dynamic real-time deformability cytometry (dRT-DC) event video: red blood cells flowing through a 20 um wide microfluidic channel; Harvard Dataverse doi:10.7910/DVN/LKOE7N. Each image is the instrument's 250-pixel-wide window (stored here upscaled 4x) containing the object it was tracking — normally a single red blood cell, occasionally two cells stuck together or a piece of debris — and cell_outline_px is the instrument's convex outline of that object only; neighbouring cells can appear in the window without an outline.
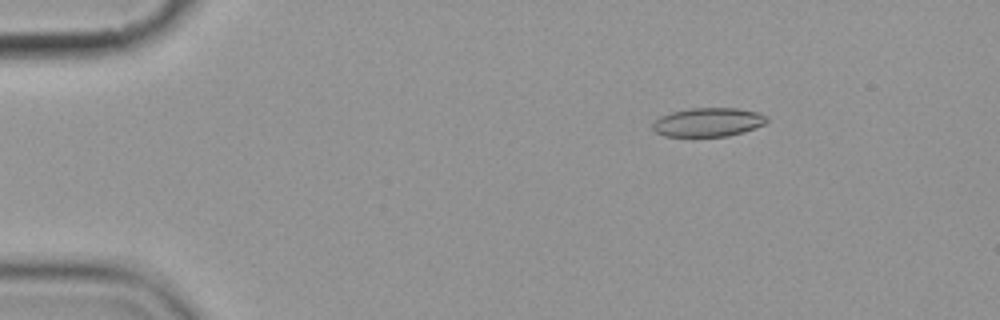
{"species": "common noctule bat (a hibernating species)", "species_latin": "Nyctalus noctula", "temperature_condition": "cold", "stored_images_in_passage": 6, "camera_frame_rate_fps": 3000, "um_per_image_px": 0.085, "animal": {"sex": "female", "body_mass_g": 19.9}, "frame": {"image": 1, "passage_image": 3, "time_ms": 2.0, "image_size_px": [1000, 320], "cell_outline_px": [[768, 120], [764, 124], [756, 128], [744, 132], [728, 136], [664, 136], [656, 132], [652, 128], [652, 124], [660, 116], [672, 112], [688, 108], [736, 108], [756, 112], [768, 116]], "centroid_in_image_um": [60.2, 10.39], "position_along_channel_um": 24.8, "area_um2": 19.19}}
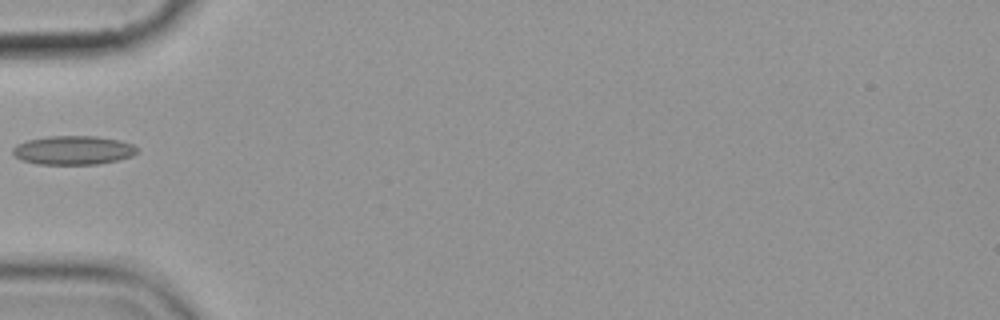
{"frame": {"image": 2, "passage_image": 6, "time_ms": 5.667, "image_size_px": [1000, 320], "cell_outline_px": [[140, 148], [132, 156], [120, 160], [100, 164], [36, 164], [20, 160], [12, 152], [12, 148], [16, 144], [28, 140], [48, 136], [96, 136], [120, 140], [132, 144]], "centroid_in_image_um": [6.24, 12.77], "position_along_channel_um": 78.8, "area_um2": 21.15}}